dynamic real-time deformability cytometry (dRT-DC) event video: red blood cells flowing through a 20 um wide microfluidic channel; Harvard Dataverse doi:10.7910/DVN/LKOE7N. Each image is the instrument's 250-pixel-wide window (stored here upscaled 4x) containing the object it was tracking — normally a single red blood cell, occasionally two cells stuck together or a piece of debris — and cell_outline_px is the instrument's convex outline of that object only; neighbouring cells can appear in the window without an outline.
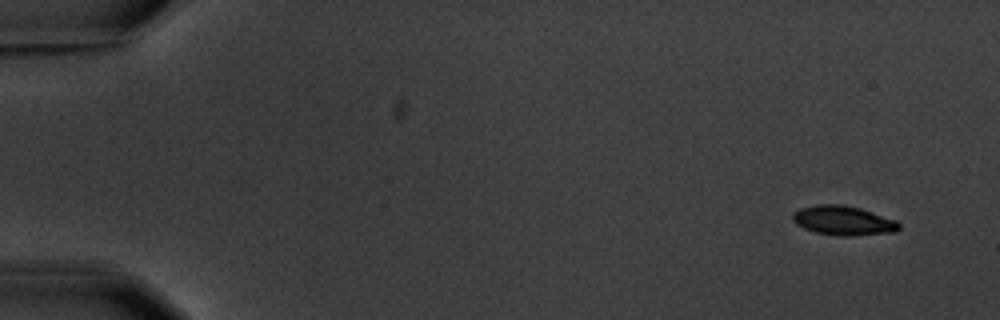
{"species": "common noctule bat (a hibernating species)", "species_latin": "Nyctalus noctula", "temperature_condition": "warm", "stored_images_in_passage": 5, "camera_frame_rate_fps": 3000, "um_per_image_px": 0.085, "animal": {"sex": "male", "body_mass_g": 20.1, "forearm_length_mm": 53.5}, "frame": {"image": 1, "passage_image": 1, "time_ms": 0.0, "image_size_px": [1000, 320], "cell_outline_px": [[900, 228], [896, 232], [848, 236], [840, 236], [816, 232], [804, 228], [796, 224], [792, 220], [792, 212], [800, 208], [816, 204], [840, 204], [860, 208], [896, 220], [900, 224]], "centroid_in_image_um": [71.66, 18.74], "position_along_channel_um": 13.3, "area_um2": 18.26}}
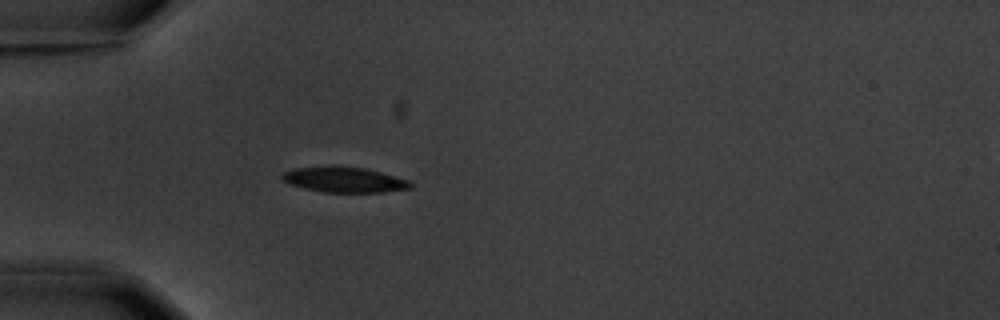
{"frame": {"image": 2, "passage_image": 5, "time_ms": 4.667, "image_size_px": [1000, 320], "cell_outline_px": [[412, 188], [384, 192], [324, 192], [304, 188], [288, 184], [280, 180], [280, 176], [284, 172], [296, 168], [332, 164], [336, 164], [364, 168], [380, 172], [408, 180], [412, 184]], "centroid_in_image_um": [29.19, 15.25], "position_along_channel_um": 55.8, "area_um2": 19.36}}